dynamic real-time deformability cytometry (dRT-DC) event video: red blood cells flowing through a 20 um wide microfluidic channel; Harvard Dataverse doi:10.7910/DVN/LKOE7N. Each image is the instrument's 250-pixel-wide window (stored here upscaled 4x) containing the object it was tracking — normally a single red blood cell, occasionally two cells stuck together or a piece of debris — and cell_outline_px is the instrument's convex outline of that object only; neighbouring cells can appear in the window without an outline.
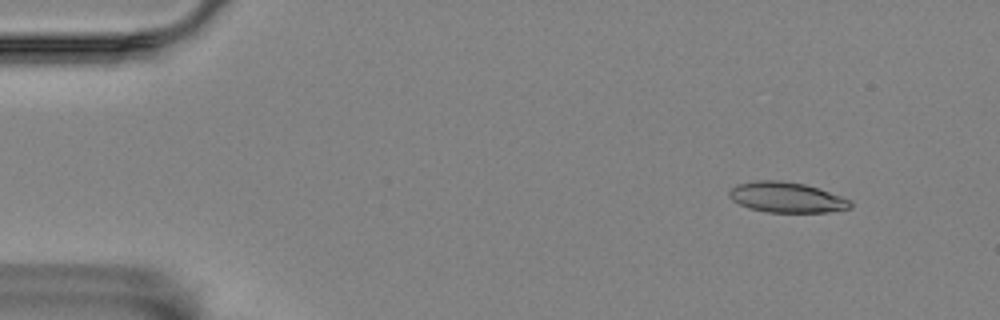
{"species": "Egyptian fruit bat (a non-hibernating species)", "species_latin": "Rousettus aegyptiacus", "temperature_condition": "room temperature", "stored_images_in_passage": 5, "camera_frame_rate_fps": 3000, "um_per_image_px": 0.085, "animal": {"sex": "female"}, "frame": {"image": 1, "passage_image": 2, "time_ms": 0.333, "image_size_px": [1000, 320], "cell_outline_px": [[852, 208], [828, 212], [768, 212], [748, 208], [732, 200], [728, 196], [728, 192], [736, 184], [756, 180], [780, 180], [804, 184], [852, 200]], "centroid_in_image_um": [66.84, 16.77], "position_along_channel_um": 18.2, "area_um2": 21.44}}
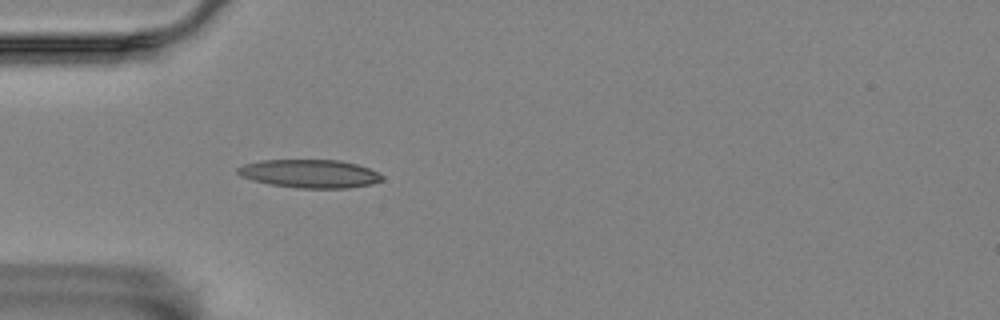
{"frame": {"image": 2, "passage_image": 5, "time_ms": 1.333, "image_size_px": [1000, 320], "cell_outline_px": [[384, 180], [372, 184], [348, 188], [300, 188], [272, 184], [252, 180], [240, 176], [236, 172], [236, 168], [244, 164], [260, 160], [340, 160], [356, 164], [368, 168], [384, 176]], "centroid_in_image_um": [26.33, 14.76], "position_along_channel_um": 58.7, "area_um2": 23.81}}